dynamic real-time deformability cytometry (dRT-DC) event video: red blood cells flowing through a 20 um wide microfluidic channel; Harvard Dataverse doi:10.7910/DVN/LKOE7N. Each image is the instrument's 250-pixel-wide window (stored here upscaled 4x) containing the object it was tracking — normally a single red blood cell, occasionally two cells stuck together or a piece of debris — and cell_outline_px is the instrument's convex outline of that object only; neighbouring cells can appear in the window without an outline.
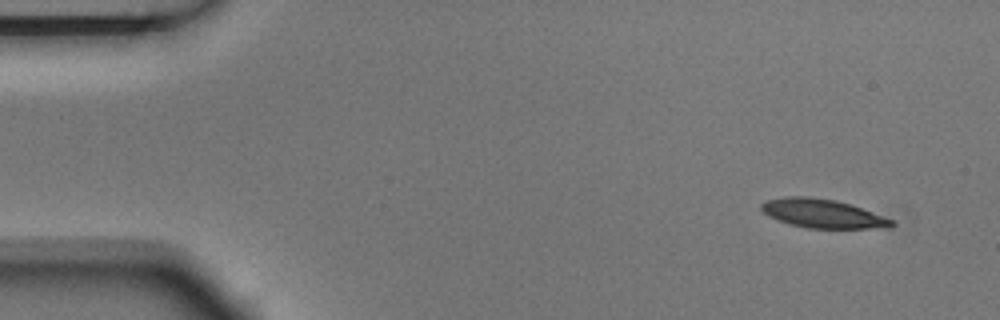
{"species": "Egyptian fruit bat (a non-hibernating species)", "species_latin": "Rousettus aegyptiacus", "temperature_condition": "room temperature", "stored_images_in_passage": 4, "camera_frame_rate_fps": 3000, "um_per_image_px": 0.085, "animal": {"sex": "male"}, "frame": {"image": 1, "passage_image": 1, "time_ms": 0.0, "image_size_px": [1000, 320], "cell_outline_px": [[896, 224], [892, 228], [808, 228], [792, 224], [768, 216], [760, 208], [760, 204], [768, 200], [788, 196], [808, 196], [836, 200], [896, 220]], "centroid_in_image_um": [69.97, 18.15], "position_along_channel_um": 15.0, "area_um2": 21.73}}
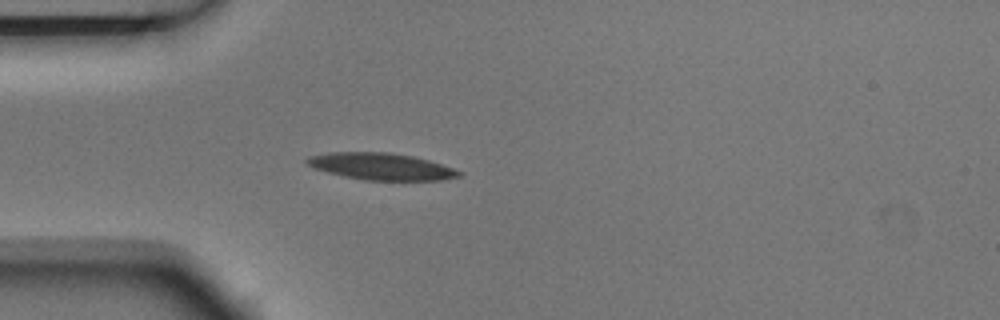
{"frame": {"image": 2, "passage_image": 4, "time_ms": 1.0, "image_size_px": [1000, 320], "cell_outline_px": [[464, 172], [460, 176], [440, 180], [364, 180], [344, 176], [312, 168], [304, 164], [304, 160], [308, 156], [328, 152], [388, 152], [412, 156], [428, 160]], "centroid_in_image_um": [32.33, 14.14], "position_along_channel_um": 52.7, "area_um2": 23.81}}